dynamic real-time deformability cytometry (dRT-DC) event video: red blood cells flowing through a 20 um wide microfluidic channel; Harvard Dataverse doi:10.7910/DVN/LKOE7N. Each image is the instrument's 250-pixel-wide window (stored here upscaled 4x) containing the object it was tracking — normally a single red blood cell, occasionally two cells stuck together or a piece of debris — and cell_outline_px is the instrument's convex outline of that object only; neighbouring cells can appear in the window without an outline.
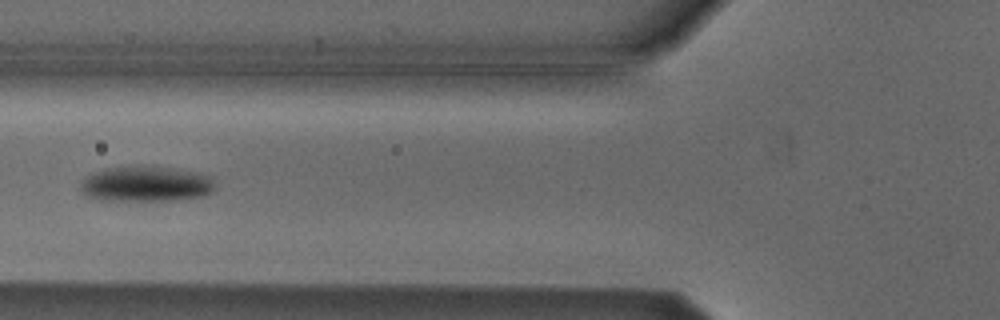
{"species": "Egyptian fruit bat (a non-hibernating species)", "species_latin": "Rousettus aegyptiacus", "temperature_condition": "cold", "stored_images_in_passage": 8, "camera_frame_rate_fps": 3000, "um_per_image_px": 0.085, "animal": {"sex": "male"}, "frame": {"image": 1, "passage_image": 7, "time_ms": 8.0, "image_size_px": [1000, 320], "cell_outline_px": [[216, 188], [212, 192], [204, 196], [172, 200], [100, 200], [88, 196], [80, 192], [80, 184], [92, 172], [108, 168], [132, 164], [152, 164], [196, 172], [212, 176], [216, 184]], "centroid_in_image_um": [12.44, 15.6], "position_along_channel_um": 113.4, "area_um2": 28.61}}
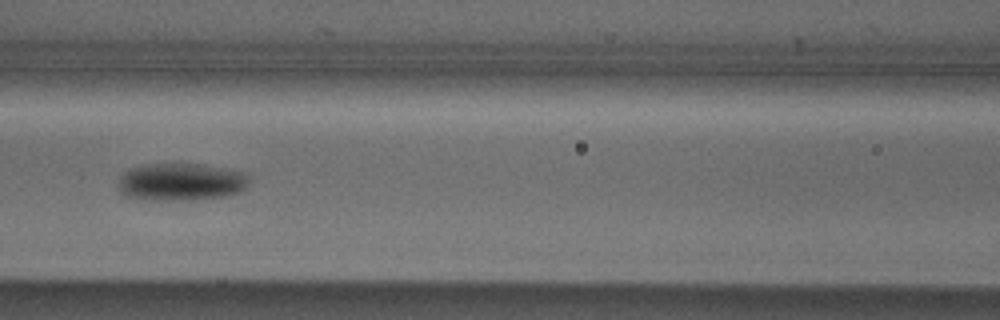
{"frame": {"image": 2, "passage_image": 8, "time_ms": 9.0, "image_size_px": [1000, 320], "cell_outline_px": [[248, 184], [240, 192], [228, 196], [192, 200], [144, 200], [128, 196], [120, 192], [120, 176], [124, 172], [132, 168], [144, 164], [196, 164], [244, 172], [248, 176]], "centroid_in_image_um": [15.39, 15.48], "position_along_channel_um": 151.2, "area_um2": 28.5}}